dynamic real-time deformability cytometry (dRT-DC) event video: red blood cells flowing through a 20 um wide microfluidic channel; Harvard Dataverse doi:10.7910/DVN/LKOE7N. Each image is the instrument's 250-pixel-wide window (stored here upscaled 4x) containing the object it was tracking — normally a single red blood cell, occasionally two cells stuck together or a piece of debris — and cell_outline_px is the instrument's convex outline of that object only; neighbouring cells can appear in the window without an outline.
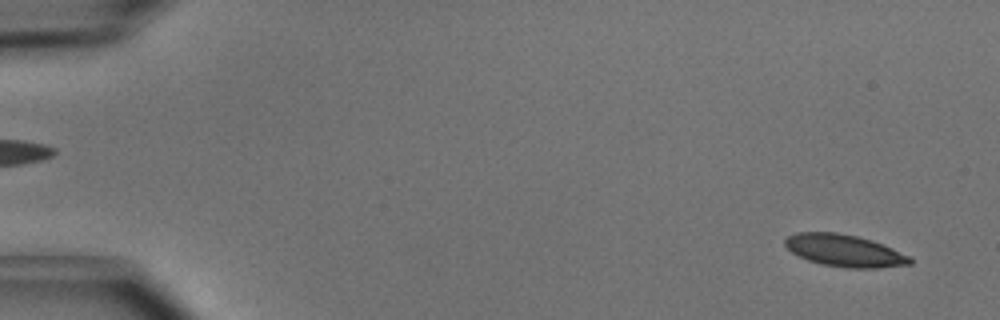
{"species": "common noctule bat (a hibernating species)", "species_latin": "Nyctalus noctula", "temperature_condition": "cold", "stored_images_in_passage": 4, "camera_frame_rate_fps": 3000, "um_per_image_px": 0.085, "animal": {"sex": "male", "body_mass_g": 15.6}, "frame": {"image": 1, "passage_image": 4, "time_ms": 1.0, "image_size_px": [1000, 320], "cell_outline_px": [[912, 264], [876, 268], [848, 268], [820, 264], [808, 260], [792, 252], [784, 244], [784, 240], [788, 236], [796, 232], [836, 232], [856, 236], [872, 240], [892, 248], [908, 256], [912, 260]], "centroid_in_image_um": [71.76, 21.3], "position_along_channel_um": 13.2, "area_um2": 23.24}}